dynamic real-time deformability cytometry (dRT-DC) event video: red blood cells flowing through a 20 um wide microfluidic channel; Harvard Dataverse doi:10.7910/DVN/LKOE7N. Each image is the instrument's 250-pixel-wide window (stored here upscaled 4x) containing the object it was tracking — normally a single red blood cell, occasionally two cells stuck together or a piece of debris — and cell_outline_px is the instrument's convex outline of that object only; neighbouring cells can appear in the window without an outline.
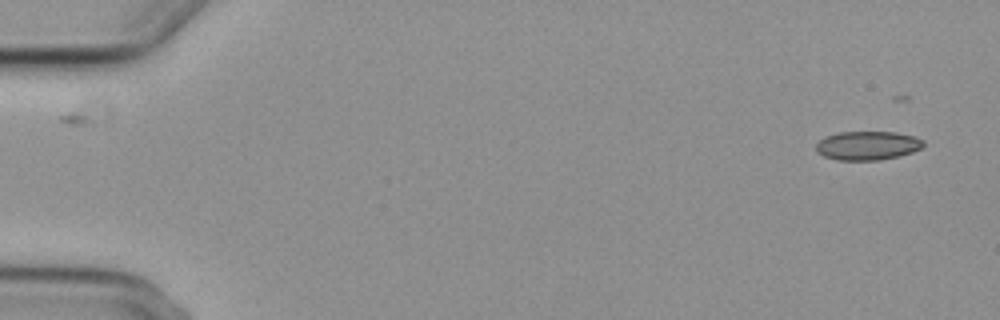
{"species": "common noctule bat (a hibernating species)", "species_latin": "Nyctalus noctula", "temperature_condition": "cold", "stored_images_in_passage": 2, "camera_frame_rate_fps": 3000, "um_per_image_px": 0.085, "animal": {"sex": "female", "body_mass_g": 29.2, "forearm_length_mm": 56.3}, "frame": {"image": 1, "passage_image": 2, "time_ms": 1.333, "image_size_px": [1000, 320], "cell_outline_px": [[924, 144], [920, 148], [912, 152], [900, 156], [880, 160], [836, 160], [824, 156], [816, 152], [816, 144], [824, 136], [836, 132], [896, 132], [916, 136], [924, 140]], "centroid_in_image_um": [73.73, 12.37], "position_along_channel_um": 11.3, "area_um2": 18.26}}